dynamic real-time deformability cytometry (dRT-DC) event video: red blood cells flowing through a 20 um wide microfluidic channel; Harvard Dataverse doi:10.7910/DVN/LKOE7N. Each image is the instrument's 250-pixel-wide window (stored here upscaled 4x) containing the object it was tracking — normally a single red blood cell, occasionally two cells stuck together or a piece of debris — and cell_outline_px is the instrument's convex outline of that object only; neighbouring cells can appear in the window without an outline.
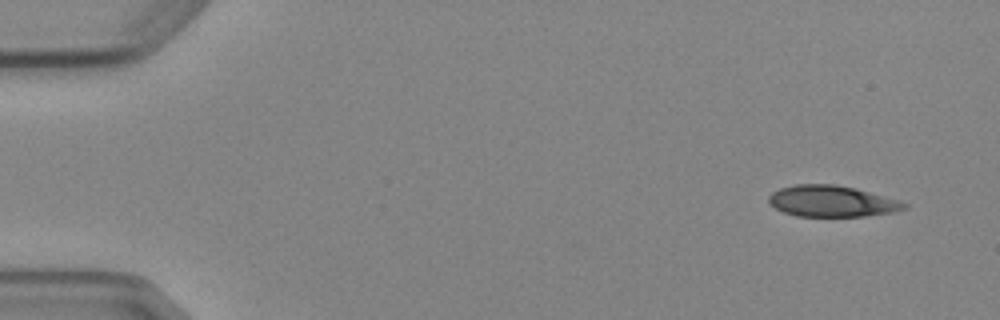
{"species": "Egyptian fruit bat (a non-hibernating species)", "species_latin": "Rousettus aegyptiacus", "temperature_condition": "cold", "stored_images_in_passage": 3, "camera_frame_rate_fps": 3000, "um_per_image_px": 0.085, "animal": {"sex": "female"}, "frame": {"image": 1, "passage_image": 1, "time_ms": 0.0, "image_size_px": [1000, 320], "cell_outline_px": [[908, 208], [892, 212], [864, 216], [796, 216], [784, 212], [768, 204], [768, 196], [772, 192], [780, 188], [796, 184], [836, 184], [856, 188], [900, 200], [908, 204]], "centroid_in_image_um": [70.7, 17.09], "position_along_channel_um": 14.3, "area_um2": 24.8}}